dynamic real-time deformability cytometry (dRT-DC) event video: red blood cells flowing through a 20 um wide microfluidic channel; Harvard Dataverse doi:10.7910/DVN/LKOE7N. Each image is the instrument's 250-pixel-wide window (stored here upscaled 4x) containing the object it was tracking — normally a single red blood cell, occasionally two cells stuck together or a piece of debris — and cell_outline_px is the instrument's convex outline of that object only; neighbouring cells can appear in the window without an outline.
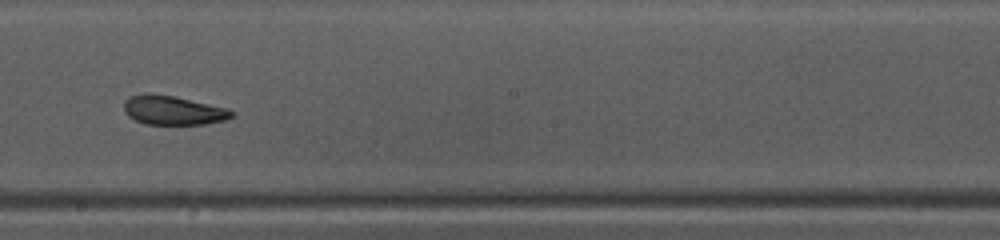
{"species": "common noctule bat (a hibernating species)", "species_latin": "Nyctalus noctula", "temperature_condition": "warm", "stored_images_in_passage": 35, "camera_frame_rate_fps": 3000, "um_per_image_px": 0.085, "animal": {"sex": "female", "body_mass_g": 10.0, "forearm_length_mm": 53.1}, "frame": {"image": 1, "passage_image": 16, "time_ms": 5.0, "image_size_px": [1000, 240], "cell_outline_px": [[236, 112], [232, 116], [224, 120], [204, 124], [144, 124], [128, 116], [124, 112], [124, 100], [128, 96], [144, 92], [148, 92], [172, 96], [228, 108]], "centroid_in_image_um": [14.66, 9.36], "position_along_channel_um": 233.5, "area_um2": 18.38}, "authors_computed_cell_mechanics": {"area_um2": 19.1318, "velocity_mm_per_s": 4.1015, "shape_relaxation_time_tau1_ms": 6.658, "shape_relaxation_time_tau2_ms": 2.1135, "deformation_change_tau1": 0.1716, "deformation_change_tau2": 0.0875}}